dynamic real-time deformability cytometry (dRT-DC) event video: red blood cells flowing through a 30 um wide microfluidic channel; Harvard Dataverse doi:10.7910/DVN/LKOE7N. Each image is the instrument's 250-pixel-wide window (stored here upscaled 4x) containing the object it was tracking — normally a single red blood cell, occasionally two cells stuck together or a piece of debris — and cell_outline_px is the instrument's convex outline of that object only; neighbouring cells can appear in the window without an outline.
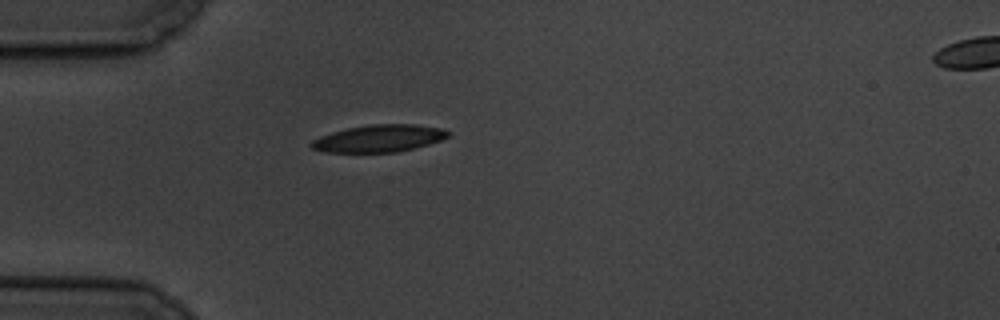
{"species": "common noctule bat (a hibernating species)", "species_latin": "Nyctalus noctula", "temperature_condition": "cold", "stored_images_in_passage": 2, "camera_frame_rate_fps": 3000, "um_per_image_px": 0.085, "animal": {"sex": "male", "body_mass_g": 19.5, "forearm_length_mm": 54.6}, "frame": {"image": 1, "passage_image": 1, "time_ms": 0.0, "image_size_px": [1000, 320], "cell_outline_px": [[452, 132], [448, 136], [440, 140], [428, 144], [396, 152], [328, 152], [312, 148], [308, 144], [312, 140], [320, 136], [332, 132], [348, 128], [368, 124], [416, 124], [440, 128]], "centroid_in_image_um": [32.2, 11.75], "position_along_channel_um": 52.8, "area_um2": 21.56}}